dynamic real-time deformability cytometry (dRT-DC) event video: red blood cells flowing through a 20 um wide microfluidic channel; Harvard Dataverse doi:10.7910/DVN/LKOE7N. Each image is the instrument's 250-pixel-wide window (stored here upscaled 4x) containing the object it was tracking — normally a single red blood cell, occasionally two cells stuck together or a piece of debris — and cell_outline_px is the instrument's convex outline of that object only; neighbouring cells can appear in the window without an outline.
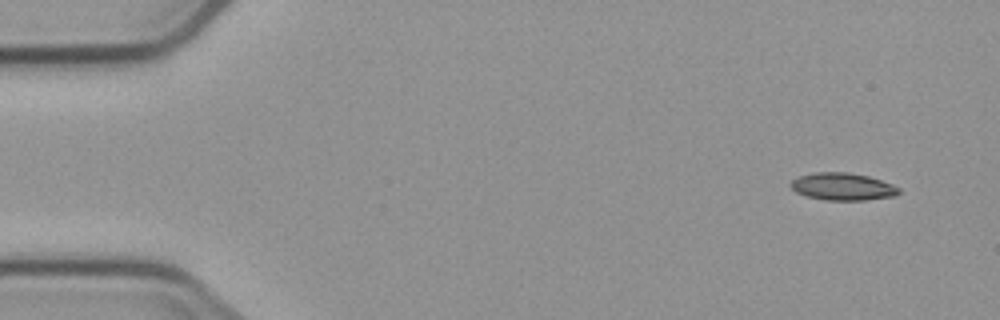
{"species": "common noctule bat (a hibernating species)", "species_latin": "Nyctalus noctula", "temperature_condition": "cold", "stored_images_in_passage": 4, "camera_frame_rate_fps": 3000, "um_per_image_px": 0.085, "animal": {"sex": "male", "body_mass_g": 23.1, "forearm_length_mm": 52.7}, "frame": {"image": 1, "passage_image": 1, "time_ms": 0.0, "image_size_px": [1000, 320], "cell_outline_px": [[900, 192], [896, 196], [864, 200], [824, 200], [804, 196], [796, 192], [788, 184], [792, 180], [800, 176], [816, 172], [848, 172], [868, 176], [892, 184], [900, 188]], "centroid_in_image_um": [71.61, 15.87], "position_along_channel_um": 13.4, "area_um2": 17.34}}